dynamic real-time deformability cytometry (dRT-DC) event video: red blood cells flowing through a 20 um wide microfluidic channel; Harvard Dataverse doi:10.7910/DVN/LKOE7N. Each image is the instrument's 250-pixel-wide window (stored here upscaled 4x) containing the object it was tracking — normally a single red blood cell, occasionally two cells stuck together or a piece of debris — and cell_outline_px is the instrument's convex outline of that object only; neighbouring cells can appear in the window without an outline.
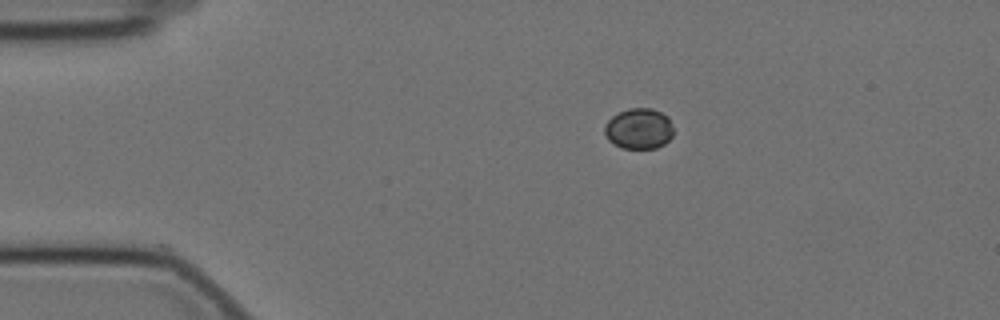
{"species": "Egyptian fruit bat (a non-hibernating species)", "species_latin": "Rousettus aegyptiacus", "temperature_condition": "cold", "stored_images_in_passage": 48, "camera_frame_rate_fps": 3000, "um_per_image_px": 0.085, "animal": {"sex": "female"}, "frame": {"image": 1, "passage_image": 1, "time_ms": 0.0, "image_size_px": [1000, 320], "cell_outline_px": [[672, 136], [664, 144], [656, 148], [620, 148], [608, 140], [604, 132], [604, 124], [612, 116], [628, 108], [652, 108], [668, 116], [672, 128]], "centroid_in_image_um": [54.28, 10.93], "position_along_channel_um": 30.7, "area_um2": 16.36}}
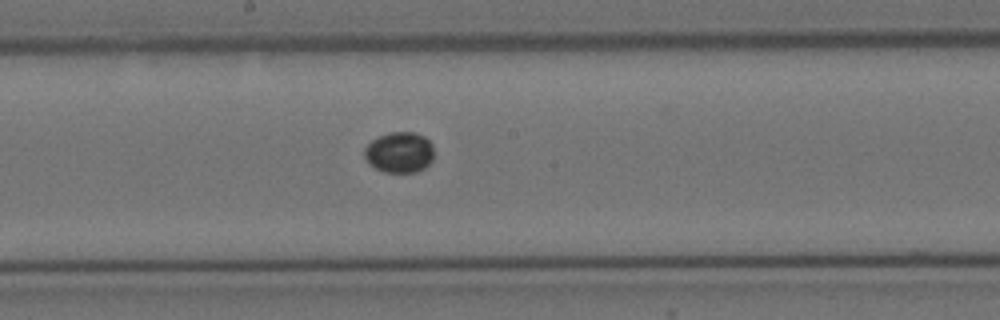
{"frame": {"image": 2, "passage_image": 21, "time_ms": 6.667, "image_size_px": [1000, 320], "cell_outline_px": [[432, 160], [424, 168], [416, 172], [384, 172], [368, 164], [364, 156], [364, 148], [372, 140], [388, 132], [416, 132], [424, 136], [432, 144]], "centroid_in_image_um": [33.93, 12.94], "position_along_channel_um": 214.3, "area_um2": 16.53}}
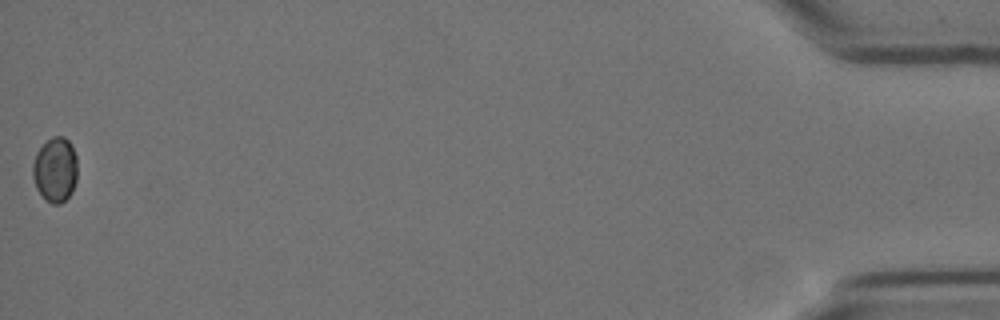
{"frame": {"image": 3, "passage_image": 48, "time_ms": 15.667, "image_size_px": [1000, 320], "cell_outline_px": [[76, 180], [72, 192], [60, 204], [52, 204], [36, 188], [32, 176], [32, 164], [36, 152], [52, 136], [64, 136], [72, 144], [76, 156]], "centroid_in_image_um": [4.69, 14.4], "position_along_channel_um": 430.5, "area_um2": 16.82}}